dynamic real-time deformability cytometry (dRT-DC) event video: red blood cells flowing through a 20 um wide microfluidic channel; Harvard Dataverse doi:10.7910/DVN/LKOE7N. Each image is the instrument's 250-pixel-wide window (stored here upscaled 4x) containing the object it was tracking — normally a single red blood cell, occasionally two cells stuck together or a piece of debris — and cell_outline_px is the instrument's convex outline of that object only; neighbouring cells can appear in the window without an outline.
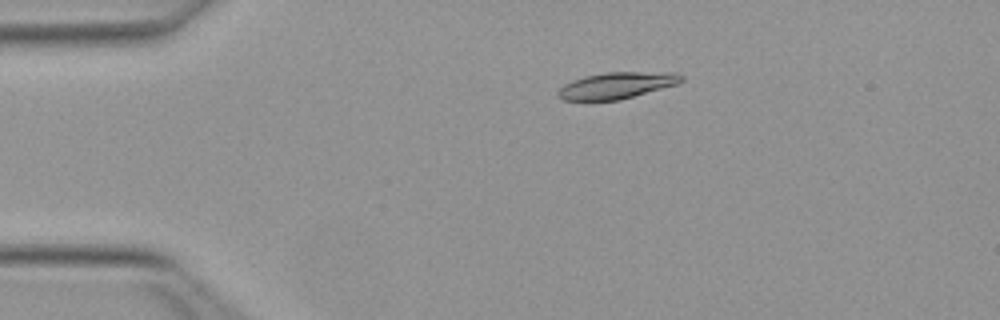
{"species": "Egyptian fruit bat (a non-hibernating species)", "species_latin": "Rousettus aegyptiacus", "temperature_condition": "warm", "stored_images_in_passage": 42, "camera_frame_rate_fps": 3000, "um_per_image_px": 0.085, "animal": {"sex": "female"}, "frame": {"image": 1, "passage_image": 1, "time_ms": 0.0, "image_size_px": [1000, 320], "cell_outline_px": [[684, 80], [676, 84], [620, 100], [564, 100], [556, 96], [556, 92], [564, 84], [572, 80], [584, 76], [604, 72], [676, 72], [684, 76]], "centroid_in_image_um": [52.4, 7.25], "position_along_channel_um": 32.6, "area_um2": 19.07}}
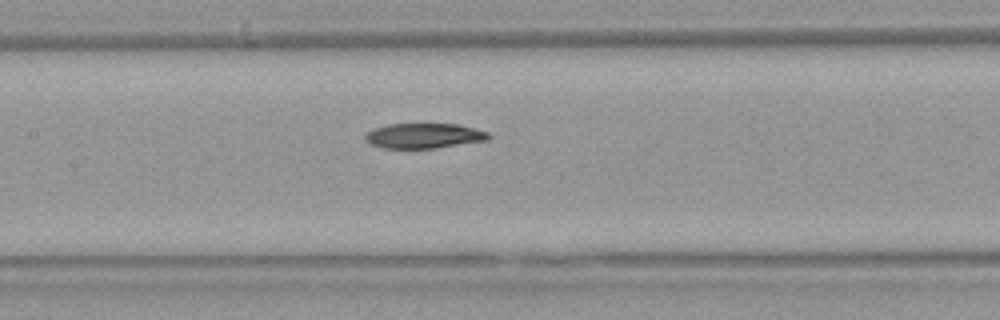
{"frame": {"image": 2, "passage_image": 15, "time_ms": 4.667, "image_size_px": [1000, 320], "cell_outline_px": [[492, 136], [488, 140], [436, 148], [380, 148], [368, 144], [364, 140], [364, 136], [372, 128], [388, 124], [460, 124], [488, 132]], "centroid_in_image_um": [36.0, 11.54], "position_along_channel_um": 171.4, "area_um2": 18.26}}
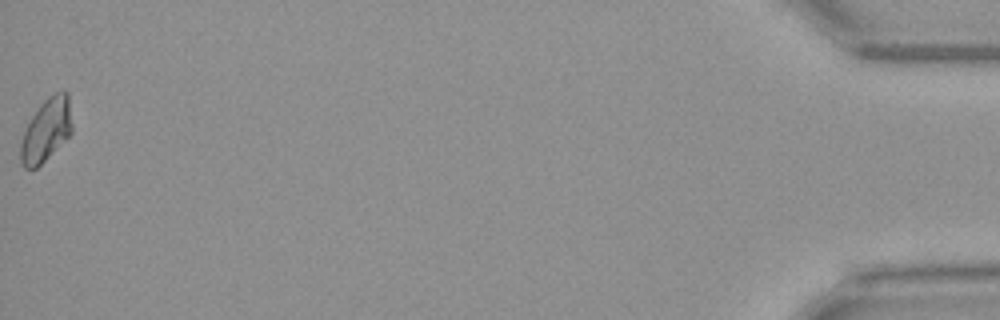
{"frame": {"image": 3, "passage_image": 42, "time_ms": 13.667, "image_size_px": [1000, 320], "cell_outline_px": [[72, 132], [36, 168], [24, 168], [20, 164], [20, 144], [24, 132], [32, 116], [40, 104], [48, 96], [64, 88], [68, 92], [72, 124]], "centroid_in_image_um": [3.93, 11.01], "position_along_channel_um": 431.3, "area_um2": 18.73}, "authors_computed_cell_mechanics": {"area_um2": 18.9295, "velocity_mm_per_s": 4.0052, "shape_relaxation_time_tau1_ms": 10.4485, "shape_relaxation_time_tau2_ms": 7.6415, "deformation_change_tau1": 0.2124, "deformation_change_tau2": 0.1184}}